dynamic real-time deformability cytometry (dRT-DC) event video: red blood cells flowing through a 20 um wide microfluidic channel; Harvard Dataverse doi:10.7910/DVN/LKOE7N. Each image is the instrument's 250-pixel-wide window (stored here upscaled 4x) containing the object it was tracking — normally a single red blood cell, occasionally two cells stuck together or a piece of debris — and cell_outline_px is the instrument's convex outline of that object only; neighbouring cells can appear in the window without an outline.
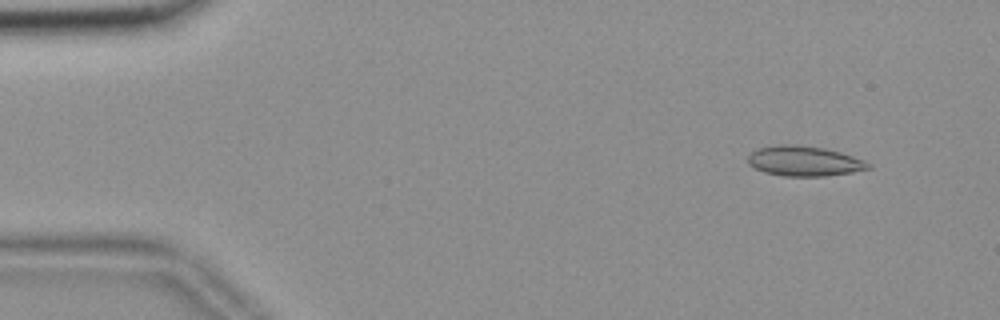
{"species": "common noctule bat (a hibernating species)", "species_latin": "Nyctalus noctula", "temperature_condition": "room temperature", "stored_images_in_passage": 51, "camera_frame_rate_fps": 3000, "um_per_image_px": 0.085, "animal": {"sex": "female", "body_mass_g": 18.4}, "frame": {"image": 1, "passage_image": 1, "time_ms": 0.0, "image_size_px": [1000, 320], "cell_outline_px": [[872, 168], [852, 172], [824, 176], [784, 176], [764, 172], [748, 164], [748, 156], [752, 152], [760, 148], [776, 144], [796, 144], [824, 148], [840, 152], [864, 160], [872, 164]], "centroid_in_image_um": [68.37, 13.69], "position_along_channel_um": 16.6, "area_um2": 21.1}}
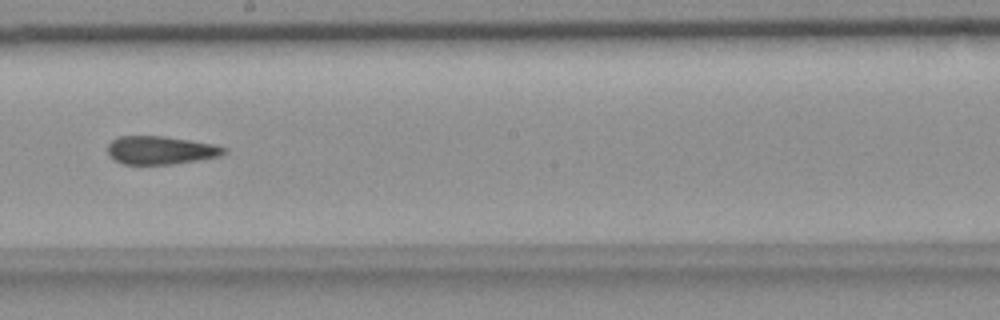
{"frame": {"image": 2, "passage_image": 27, "time_ms": 8.667, "image_size_px": [1000, 320], "cell_outline_px": [[228, 152], [220, 156], [172, 164], [124, 164], [116, 160], [108, 152], [108, 144], [112, 140], [120, 136], [164, 136], [212, 144], [228, 148]], "centroid_in_image_um": [13.68, 12.76], "position_along_channel_um": 234.5, "area_um2": 18.9}}
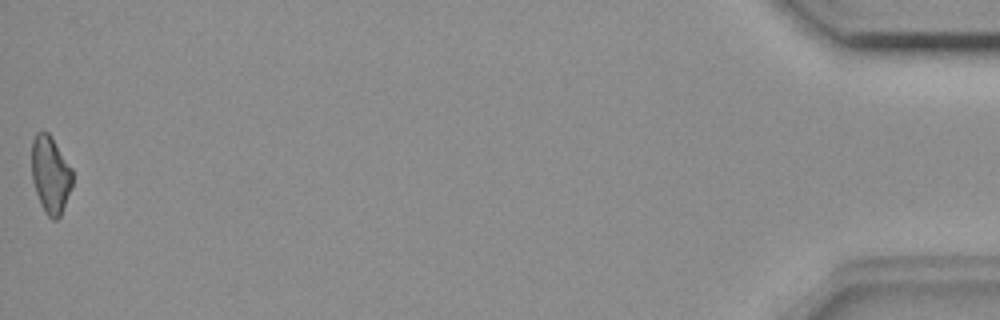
{"frame": {"image": 3, "passage_image": 51, "time_ms": 16.667, "image_size_px": [1000, 320], "cell_outline_px": [[72, 188], [60, 216], [56, 220], [52, 220], [44, 212], [40, 204], [32, 180], [32, 140], [36, 132], [48, 132], [72, 168]], "centroid_in_image_um": [4.29, 14.87], "position_along_channel_um": 430.9, "area_um2": 18.38}, "authors_computed_cell_mechanics": {"area_um2": 19.7098, "velocity_mm_per_s": 3.6824, "shape_relaxation_time_tau1_ms": null, "shape_relaxation_time_tau2_ms": 4.5102, "deformation_change_tau1": null, "deformation_change_tau2": 0.1363}}